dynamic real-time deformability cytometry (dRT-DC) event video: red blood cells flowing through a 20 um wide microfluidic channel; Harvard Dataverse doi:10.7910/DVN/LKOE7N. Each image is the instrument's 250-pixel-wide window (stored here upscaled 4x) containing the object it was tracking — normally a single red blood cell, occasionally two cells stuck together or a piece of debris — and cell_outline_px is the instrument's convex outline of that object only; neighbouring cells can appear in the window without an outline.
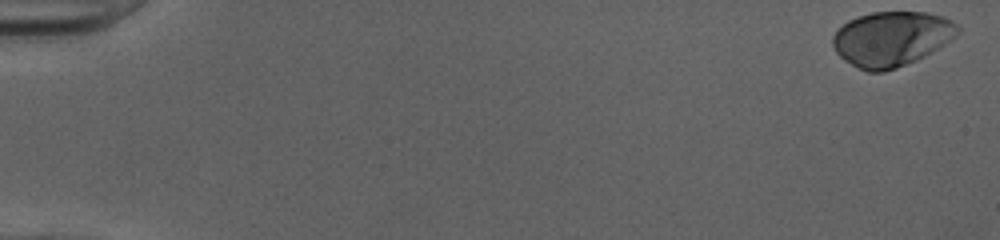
{"species": "human", "species_latin": "Homo sapiens", "temperature_condition": "cold", "stored_images_in_passage": 52, "camera_frame_rate_fps": 3000, "um_per_image_px": 0.085, "donor": {"sex": "female"}, "frame": {"image": 1, "passage_image": 1, "time_ms": 0.0, "image_size_px": [1000, 240], "cell_outline_px": [[960, 32], [956, 36], [944, 44], [924, 56], [916, 60], [896, 68], [884, 72], [868, 72], [844, 60], [836, 52], [832, 44], [832, 36], [836, 28], [848, 20], [872, 12], [924, 12], [944, 16], [952, 20], [960, 28]], "centroid_in_image_um": [75.77, 3.29], "position_along_channel_um": 9.2, "area_um2": 40.0}}
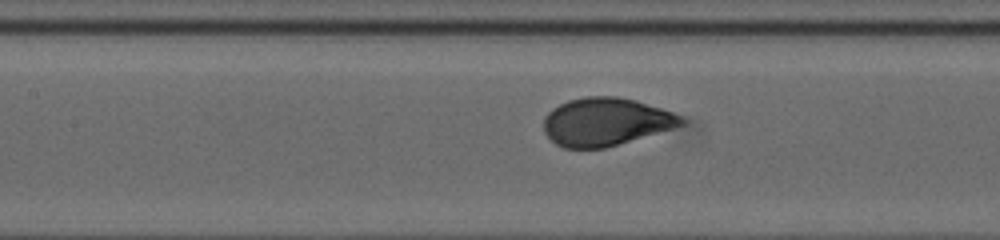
{"frame": {"image": 2, "passage_image": 25, "time_ms": 8.0, "image_size_px": [1000, 240], "cell_outline_px": [[688, 120], [684, 124], [672, 128], [604, 148], [564, 148], [556, 144], [544, 132], [544, 116], [552, 108], [568, 100], [584, 96], [616, 96], [632, 100], [660, 108], [684, 116]], "centroid_in_image_um": [51.47, 10.34], "position_along_channel_um": 155.9, "area_um2": 38.21}}
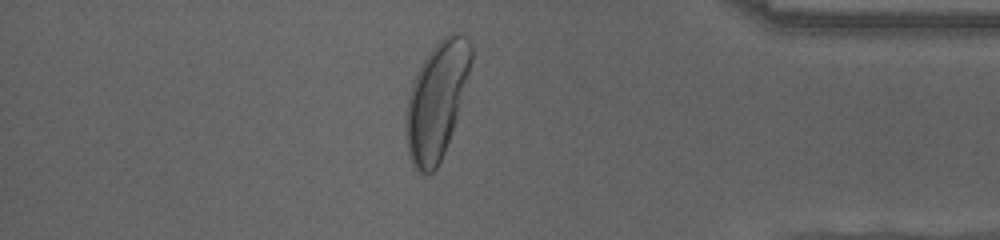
{"frame": {"image": 3, "passage_image": 45, "time_ms": 14.667, "image_size_px": [1000, 240], "cell_outline_px": [[472, 60], [456, 116], [444, 152], [436, 168], [428, 176], [424, 176], [412, 164], [408, 156], [404, 132], [404, 116], [408, 96], [412, 80], [428, 52], [448, 32], [456, 32], [464, 36], [472, 44]], "centroid_in_image_um": [37.06, 8.55], "position_along_channel_um": 398.1, "area_um2": 44.16}, "authors_computed_cell_mechanics": {"area_um2": 39.3907, "velocity_mm_per_s": 3.987, "shape_relaxation_time_tau1_ms": 1.9381, "shape_relaxation_time_tau2_ms": null, "deformation_change_tau1": 0.1407, "deformation_change_tau2": null}}